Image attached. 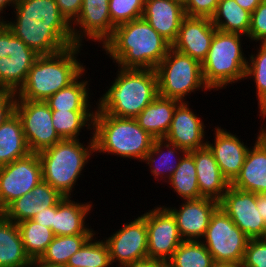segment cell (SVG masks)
Returning a JSON list of instances; mask_svg holds the SVG:
<instances>
[{
  "instance_id": "obj_24",
  "label": "cell",
  "mask_w": 266,
  "mask_h": 267,
  "mask_svg": "<svg viewBox=\"0 0 266 267\" xmlns=\"http://www.w3.org/2000/svg\"><path fill=\"white\" fill-rule=\"evenodd\" d=\"M142 17L172 45L185 13L180 3L172 0H145Z\"/></svg>"
},
{
  "instance_id": "obj_27",
  "label": "cell",
  "mask_w": 266,
  "mask_h": 267,
  "mask_svg": "<svg viewBox=\"0 0 266 267\" xmlns=\"http://www.w3.org/2000/svg\"><path fill=\"white\" fill-rule=\"evenodd\" d=\"M30 260L18 224L0 213V267H26Z\"/></svg>"
},
{
  "instance_id": "obj_18",
  "label": "cell",
  "mask_w": 266,
  "mask_h": 267,
  "mask_svg": "<svg viewBox=\"0 0 266 267\" xmlns=\"http://www.w3.org/2000/svg\"><path fill=\"white\" fill-rule=\"evenodd\" d=\"M188 101L180 102L174 111L170 128L165 140L186 152L206 146L205 125L203 120L192 111ZM205 139V140H204Z\"/></svg>"
},
{
  "instance_id": "obj_31",
  "label": "cell",
  "mask_w": 266,
  "mask_h": 267,
  "mask_svg": "<svg viewBox=\"0 0 266 267\" xmlns=\"http://www.w3.org/2000/svg\"><path fill=\"white\" fill-rule=\"evenodd\" d=\"M217 30L230 33L249 34L251 13L240 7L235 0H219L215 14L211 17Z\"/></svg>"
},
{
  "instance_id": "obj_9",
  "label": "cell",
  "mask_w": 266,
  "mask_h": 267,
  "mask_svg": "<svg viewBox=\"0 0 266 267\" xmlns=\"http://www.w3.org/2000/svg\"><path fill=\"white\" fill-rule=\"evenodd\" d=\"M203 239L215 263L238 264H242L250 240L220 207L211 215Z\"/></svg>"
},
{
  "instance_id": "obj_41",
  "label": "cell",
  "mask_w": 266,
  "mask_h": 267,
  "mask_svg": "<svg viewBox=\"0 0 266 267\" xmlns=\"http://www.w3.org/2000/svg\"><path fill=\"white\" fill-rule=\"evenodd\" d=\"M247 38L255 42L260 41L261 43H266V0H262L251 13V22Z\"/></svg>"
},
{
  "instance_id": "obj_54",
  "label": "cell",
  "mask_w": 266,
  "mask_h": 267,
  "mask_svg": "<svg viewBox=\"0 0 266 267\" xmlns=\"http://www.w3.org/2000/svg\"><path fill=\"white\" fill-rule=\"evenodd\" d=\"M258 108L259 115L262 116V118H266V100Z\"/></svg>"
},
{
  "instance_id": "obj_2",
  "label": "cell",
  "mask_w": 266,
  "mask_h": 267,
  "mask_svg": "<svg viewBox=\"0 0 266 267\" xmlns=\"http://www.w3.org/2000/svg\"><path fill=\"white\" fill-rule=\"evenodd\" d=\"M171 44L143 18L115 26L102 45L106 55L122 69H156Z\"/></svg>"
},
{
  "instance_id": "obj_12",
  "label": "cell",
  "mask_w": 266,
  "mask_h": 267,
  "mask_svg": "<svg viewBox=\"0 0 266 267\" xmlns=\"http://www.w3.org/2000/svg\"><path fill=\"white\" fill-rule=\"evenodd\" d=\"M122 226L119 231L104 238L108 245L111 264L118 262L116 267H124L148 258L146 213Z\"/></svg>"
},
{
  "instance_id": "obj_47",
  "label": "cell",
  "mask_w": 266,
  "mask_h": 267,
  "mask_svg": "<svg viewBox=\"0 0 266 267\" xmlns=\"http://www.w3.org/2000/svg\"><path fill=\"white\" fill-rule=\"evenodd\" d=\"M167 265L166 261L153 259V258H146L140 261H135L130 263L124 267H165Z\"/></svg>"
},
{
  "instance_id": "obj_32",
  "label": "cell",
  "mask_w": 266,
  "mask_h": 267,
  "mask_svg": "<svg viewBox=\"0 0 266 267\" xmlns=\"http://www.w3.org/2000/svg\"><path fill=\"white\" fill-rule=\"evenodd\" d=\"M166 182L183 200L203 198L198 187L194 157L189 152L183 156L179 166Z\"/></svg>"
},
{
  "instance_id": "obj_34",
  "label": "cell",
  "mask_w": 266,
  "mask_h": 267,
  "mask_svg": "<svg viewBox=\"0 0 266 267\" xmlns=\"http://www.w3.org/2000/svg\"><path fill=\"white\" fill-rule=\"evenodd\" d=\"M26 254L30 259H38L52 242L55 235L51 228L40 225L33 219L18 223Z\"/></svg>"
},
{
  "instance_id": "obj_45",
  "label": "cell",
  "mask_w": 266,
  "mask_h": 267,
  "mask_svg": "<svg viewBox=\"0 0 266 267\" xmlns=\"http://www.w3.org/2000/svg\"><path fill=\"white\" fill-rule=\"evenodd\" d=\"M11 49V30L7 25L0 23V58L9 56Z\"/></svg>"
},
{
  "instance_id": "obj_43",
  "label": "cell",
  "mask_w": 266,
  "mask_h": 267,
  "mask_svg": "<svg viewBox=\"0 0 266 267\" xmlns=\"http://www.w3.org/2000/svg\"><path fill=\"white\" fill-rule=\"evenodd\" d=\"M16 93L0 90V125L15 113Z\"/></svg>"
},
{
  "instance_id": "obj_42",
  "label": "cell",
  "mask_w": 266,
  "mask_h": 267,
  "mask_svg": "<svg viewBox=\"0 0 266 267\" xmlns=\"http://www.w3.org/2000/svg\"><path fill=\"white\" fill-rule=\"evenodd\" d=\"M219 0H187L184 7L185 16L211 18L217 9Z\"/></svg>"
},
{
  "instance_id": "obj_15",
  "label": "cell",
  "mask_w": 266,
  "mask_h": 267,
  "mask_svg": "<svg viewBox=\"0 0 266 267\" xmlns=\"http://www.w3.org/2000/svg\"><path fill=\"white\" fill-rule=\"evenodd\" d=\"M71 27L75 45L82 46L86 37L103 45L115 29L111 22L109 0H83L81 11Z\"/></svg>"
},
{
  "instance_id": "obj_14",
  "label": "cell",
  "mask_w": 266,
  "mask_h": 267,
  "mask_svg": "<svg viewBox=\"0 0 266 267\" xmlns=\"http://www.w3.org/2000/svg\"><path fill=\"white\" fill-rule=\"evenodd\" d=\"M148 258L168 261L183 242L176 220L165 206L146 211Z\"/></svg>"
},
{
  "instance_id": "obj_44",
  "label": "cell",
  "mask_w": 266,
  "mask_h": 267,
  "mask_svg": "<svg viewBox=\"0 0 266 267\" xmlns=\"http://www.w3.org/2000/svg\"><path fill=\"white\" fill-rule=\"evenodd\" d=\"M83 0H56L58 9L65 19L72 24L79 15Z\"/></svg>"
},
{
  "instance_id": "obj_6",
  "label": "cell",
  "mask_w": 266,
  "mask_h": 267,
  "mask_svg": "<svg viewBox=\"0 0 266 267\" xmlns=\"http://www.w3.org/2000/svg\"><path fill=\"white\" fill-rule=\"evenodd\" d=\"M80 139H62L38 153L43 181L64 197H70L81 171L95 152L93 136L84 145ZM86 146V147H85Z\"/></svg>"
},
{
  "instance_id": "obj_10",
  "label": "cell",
  "mask_w": 266,
  "mask_h": 267,
  "mask_svg": "<svg viewBox=\"0 0 266 267\" xmlns=\"http://www.w3.org/2000/svg\"><path fill=\"white\" fill-rule=\"evenodd\" d=\"M15 113L31 153H39L62 140L52 124V110L44 101L16 99Z\"/></svg>"
},
{
  "instance_id": "obj_3",
  "label": "cell",
  "mask_w": 266,
  "mask_h": 267,
  "mask_svg": "<svg viewBox=\"0 0 266 267\" xmlns=\"http://www.w3.org/2000/svg\"><path fill=\"white\" fill-rule=\"evenodd\" d=\"M83 48L73 45L60 52L39 55L28 72L27 79L16 93V99L46 101L59 90L73 83L85 70L77 59Z\"/></svg>"
},
{
  "instance_id": "obj_1",
  "label": "cell",
  "mask_w": 266,
  "mask_h": 267,
  "mask_svg": "<svg viewBox=\"0 0 266 267\" xmlns=\"http://www.w3.org/2000/svg\"><path fill=\"white\" fill-rule=\"evenodd\" d=\"M13 8L15 19L4 23L37 54H54L75 45L71 24L56 0H17Z\"/></svg>"
},
{
  "instance_id": "obj_39",
  "label": "cell",
  "mask_w": 266,
  "mask_h": 267,
  "mask_svg": "<svg viewBox=\"0 0 266 267\" xmlns=\"http://www.w3.org/2000/svg\"><path fill=\"white\" fill-rule=\"evenodd\" d=\"M145 0H109L111 22L117 26L141 18Z\"/></svg>"
},
{
  "instance_id": "obj_13",
  "label": "cell",
  "mask_w": 266,
  "mask_h": 267,
  "mask_svg": "<svg viewBox=\"0 0 266 267\" xmlns=\"http://www.w3.org/2000/svg\"><path fill=\"white\" fill-rule=\"evenodd\" d=\"M219 207L250 239L266 238V221L258 211L257 194L230 185Z\"/></svg>"
},
{
  "instance_id": "obj_40",
  "label": "cell",
  "mask_w": 266,
  "mask_h": 267,
  "mask_svg": "<svg viewBox=\"0 0 266 267\" xmlns=\"http://www.w3.org/2000/svg\"><path fill=\"white\" fill-rule=\"evenodd\" d=\"M242 267H266V238L248 241Z\"/></svg>"
},
{
  "instance_id": "obj_51",
  "label": "cell",
  "mask_w": 266,
  "mask_h": 267,
  "mask_svg": "<svg viewBox=\"0 0 266 267\" xmlns=\"http://www.w3.org/2000/svg\"><path fill=\"white\" fill-rule=\"evenodd\" d=\"M17 0H0V23L4 22L6 19L4 16H2L1 14H3V12H5V8L7 6H11L12 8L14 7L15 3ZM4 17V19H3Z\"/></svg>"
},
{
  "instance_id": "obj_23",
  "label": "cell",
  "mask_w": 266,
  "mask_h": 267,
  "mask_svg": "<svg viewBox=\"0 0 266 267\" xmlns=\"http://www.w3.org/2000/svg\"><path fill=\"white\" fill-rule=\"evenodd\" d=\"M70 198L64 197L56 206H53L52 231L54 235L96 234L91 226L89 228L85 223L93 204L75 202Z\"/></svg>"
},
{
  "instance_id": "obj_7",
  "label": "cell",
  "mask_w": 266,
  "mask_h": 267,
  "mask_svg": "<svg viewBox=\"0 0 266 267\" xmlns=\"http://www.w3.org/2000/svg\"><path fill=\"white\" fill-rule=\"evenodd\" d=\"M243 36L216 30L207 56L201 63L203 80L210 90L218 91L245 80L248 58L243 53Z\"/></svg>"
},
{
  "instance_id": "obj_29",
  "label": "cell",
  "mask_w": 266,
  "mask_h": 267,
  "mask_svg": "<svg viewBox=\"0 0 266 267\" xmlns=\"http://www.w3.org/2000/svg\"><path fill=\"white\" fill-rule=\"evenodd\" d=\"M30 153L21 120L14 113L0 125V166L26 157Z\"/></svg>"
},
{
  "instance_id": "obj_20",
  "label": "cell",
  "mask_w": 266,
  "mask_h": 267,
  "mask_svg": "<svg viewBox=\"0 0 266 267\" xmlns=\"http://www.w3.org/2000/svg\"><path fill=\"white\" fill-rule=\"evenodd\" d=\"M214 132V144L207 139L206 145L212 151L223 176L231 184L241 171L249 147L239 140L236 134L224 130L221 126L215 127Z\"/></svg>"
},
{
  "instance_id": "obj_49",
  "label": "cell",
  "mask_w": 266,
  "mask_h": 267,
  "mask_svg": "<svg viewBox=\"0 0 266 267\" xmlns=\"http://www.w3.org/2000/svg\"><path fill=\"white\" fill-rule=\"evenodd\" d=\"M257 208L262 218L266 221V194H257Z\"/></svg>"
},
{
  "instance_id": "obj_30",
  "label": "cell",
  "mask_w": 266,
  "mask_h": 267,
  "mask_svg": "<svg viewBox=\"0 0 266 267\" xmlns=\"http://www.w3.org/2000/svg\"><path fill=\"white\" fill-rule=\"evenodd\" d=\"M84 73L86 72L84 71L73 83L59 90L45 101L51 110L95 111V108L91 110L90 100L88 99L91 97L88 88L90 85L88 82L90 81H87V78L82 79Z\"/></svg>"
},
{
  "instance_id": "obj_50",
  "label": "cell",
  "mask_w": 266,
  "mask_h": 267,
  "mask_svg": "<svg viewBox=\"0 0 266 267\" xmlns=\"http://www.w3.org/2000/svg\"><path fill=\"white\" fill-rule=\"evenodd\" d=\"M26 267H65V266L49 264L44 261H41L38 258V259H31Z\"/></svg>"
},
{
  "instance_id": "obj_35",
  "label": "cell",
  "mask_w": 266,
  "mask_h": 267,
  "mask_svg": "<svg viewBox=\"0 0 266 267\" xmlns=\"http://www.w3.org/2000/svg\"><path fill=\"white\" fill-rule=\"evenodd\" d=\"M93 235L96 234L55 236L39 259L49 264L66 266L69 258Z\"/></svg>"
},
{
  "instance_id": "obj_16",
  "label": "cell",
  "mask_w": 266,
  "mask_h": 267,
  "mask_svg": "<svg viewBox=\"0 0 266 267\" xmlns=\"http://www.w3.org/2000/svg\"><path fill=\"white\" fill-rule=\"evenodd\" d=\"M177 209L165 206L174 216L183 241H201L219 202L210 198L185 200Z\"/></svg>"
},
{
  "instance_id": "obj_38",
  "label": "cell",
  "mask_w": 266,
  "mask_h": 267,
  "mask_svg": "<svg viewBox=\"0 0 266 267\" xmlns=\"http://www.w3.org/2000/svg\"><path fill=\"white\" fill-rule=\"evenodd\" d=\"M257 53L247 61L245 79H253L256 86L258 107L266 100V43H259Z\"/></svg>"
},
{
  "instance_id": "obj_21",
  "label": "cell",
  "mask_w": 266,
  "mask_h": 267,
  "mask_svg": "<svg viewBox=\"0 0 266 267\" xmlns=\"http://www.w3.org/2000/svg\"><path fill=\"white\" fill-rule=\"evenodd\" d=\"M64 198L57 190L45 181H41L30 192L11 202L1 213L18 224L32 219L43 209L56 206Z\"/></svg>"
},
{
  "instance_id": "obj_22",
  "label": "cell",
  "mask_w": 266,
  "mask_h": 267,
  "mask_svg": "<svg viewBox=\"0 0 266 267\" xmlns=\"http://www.w3.org/2000/svg\"><path fill=\"white\" fill-rule=\"evenodd\" d=\"M189 153L194 157L200 195L219 202L231 184L223 176L212 151L206 145Z\"/></svg>"
},
{
  "instance_id": "obj_28",
  "label": "cell",
  "mask_w": 266,
  "mask_h": 267,
  "mask_svg": "<svg viewBox=\"0 0 266 267\" xmlns=\"http://www.w3.org/2000/svg\"><path fill=\"white\" fill-rule=\"evenodd\" d=\"M164 148L167 152L163 150ZM186 153V151L175 144L167 142L165 139H155L151 150L145 155L143 162L148 164L147 166L151 169V174L155 180L162 181L164 178L163 182H166V180L168 181L171 178Z\"/></svg>"
},
{
  "instance_id": "obj_11",
  "label": "cell",
  "mask_w": 266,
  "mask_h": 267,
  "mask_svg": "<svg viewBox=\"0 0 266 267\" xmlns=\"http://www.w3.org/2000/svg\"><path fill=\"white\" fill-rule=\"evenodd\" d=\"M41 181L42 168L38 153H30L26 157L0 166V213Z\"/></svg>"
},
{
  "instance_id": "obj_5",
  "label": "cell",
  "mask_w": 266,
  "mask_h": 267,
  "mask_svg": "<svg viewBox=\"0 0 266 267\" xmlns=\"http://www.w3.org/2000/svg\"><path fill=\"white\" fill-rule=\"evenodd\" d=\"M95 153L143 161L155 140L135 118L115 117L95 112L92 133Z\"/></svg>"
},
{
  "instance_id": "obj_26",
  "label": "cell",
  "mask_w": 266,
  "mask_h": 267,
  "mask_svg": "<svg viewBox=\"0 0 266 267\" xmlns=\"http://www.w3.org/2000/svg\"><path fill=\"white\" fill-rule=\"evenodd\" d=\"M180 102L158 95L135 117L138 124L155 139H164Z\"/></svg>"
},
{
  "instance_id": "obj_4",
  "label": "cell",
  "mask_w": 266,
  "mask_h": 267,
  "mask_svg": "<svg viewBox=\"0 0 266 267\" xmlns=\"http://www.w3.org/2000/svg\"><path fill=\"white\" fill-rule=\"evenodd\" d=\"M96 103L95 112L120 118H135L158 96L155 69H122Z\"/></svg>"
},
{
  "instance_id": "obj_48",
  "label": "cell",
  "mask_w": 266,
  "mask_h": 267,
  "mask_svg": "<svg viewBox=\"0 0 266 267\" xmlns=\"http://www.w3.org/2000/svg\"><path fill=\"white\" fill-rule=\"evenodd\" d=\"M237 4L243 9L252 13L262 0H235Z\"/></svg>"
},
{
  "instance_id": "obj_8",
  "label": "cell",
  "mask_w": 266,
  "mask_h": 267,
  "mask_svg": "<svg viewBox=\"0 0 266 267\" xmlns=\"http://www.w3.org/2000/svg\"><path fill=\"white\" fill-rule=\"evenodd\" d=\"M158 95L185 102L191 92L211 91L204 83L201 63L172 47L156 67Z\"/></svg>"
},
{
  "instance_id": "obj_46",
  "label": "cell",
  "mask_w": 266,
  "mask_h": 267,
  "mask_svg": "<svg viewBox=\"0 0 266 267\" xmlns=\"http://www.w3.org/2000/svg\"><path fill=\"white\" fill-rule=\"evenodd\" d=\"M34 221L40 225L51 228L53 224V206L43 209V211L38 212L33 218Z\"/></svg>"
},
{
  "instance_id": "obj_55",
  "label": "cell",
  "mask_w": 266,
  "mask_h": 267,
  "mask_svg": "<svg viewBox=\"0 0 266 267\" xmlns=\"http://www.w3.org/2000/svg\"><path fill=\"white\" fill-rule=\"evenodd\" d=\"M172 1L178 2V3H180L182 6H184V5L186 4V1H187V0H172Z\"/></svg>"
},
{
  "instance_id": "obj_33",
  "label": "cell",
  "mask_w": 266,
  "mask_h": 267,
  "mask_svg": "<svg viewBox=\"0 0 266 267\" xmlns=\"http://www.w3.org/2000/svg\"><path fill=\"white\" fill-rule=\"evenodd\" d=\"M95 111L52 110V124L62 139H79L81 130H93Z\"/></svg>"
},
{
  "instance_id": "obj_19",
  "label": "cell",
  "mask_w": 266,
  "mask_h": 267,
  "mask_svg": "<svg viewBox=\"0 0 266 267\" xmlns=\"http://www.w3.org/2000/svg\"><path fill=\"white\" fill-rule=\"evenodd\" d=\"M39 54L30 49L11 31L9 56L0 58V90L17 93L27 79V75Z\"/></svg>"
},
{
  "instance_id": "obj_53",
  "label": "cell",
  "mask_w": 266,
  "mask_h": 267,
  "mask_svg": "<svg viewBox=\"0 0 266 267\" xmlns=\"http://www.w3.org/2000/svg\"><path fill=\"white\" fill-rule=\"evenodd\" d=\"M211 267H242L238 263H214Z\"/></svg>"
},
{
  "instance_id": "obj_17",
  "label": "cell",
  "mask_w": 266,
  "mask_h": 267,
  "mask_svg": "<svg viewBox=\"0 0 266 267\" xmlns=\"http://www.w3.org/2000/svg\"><path fill=\"white\" fill-rule=\"evenodd\" d=\"M216 30L211 18L185 16L171 47L202 63L210 49Z\"/></svg>"
},
{
  "instance_id": "obj_36",
  "label": "cell",
  "mask_w": 266,
  "mask_h": 267,
  "mask_svg": "<svg viewBox=\"0 0 266 267\" xmlns=\"http://www.w3.org/2000/svg\"><path fill=\"white\" fill-rule=\"evenodd\" d=\"M93 235L68 260L65 267H112L108 245Z\"/></svg>"
},
{
  "instance_id": "obj_52",
  "label": "cell",
  "mask_w": 266,
  "mask_h": 267,
  "mask_svg": "<svg viewBox=\"0 0 266 267\" xmlns=\"http://www.w3.org/2000/svg\"><path fill=\"white\" fill-rule=\"evenodd\" d=\"M261 129H259V133L257 136V142L266 150V129L260 127Z\"/></svg>"
},
{
  "instance_id": "obj_25",
  "label": "cell",
  "mask_w": 266,
  "mask_h": 267,
  "mask_svg": "<svg viewBox=\"0 0 266 267\" xmlns=\"http://www.w3.org/2000/svg\"><path fill=\"white\" fill-rule=\"evenodd\" d=\"M231 186L258 195L266 194V150L257 141L249 148L241 171Z\"/></svg>"
},
{
  "instance_id": "obj_37",
  "label": "cell",
  "mask_w": 266,
  "mask_h": 267,
  "mask_svg": "<svg viewBox=\"0 0 266 267\" xmlns=\"http://www.w3.org/2000/svg\"><path fill=\"white\" fill-rule=\"evenodd\" d=\"M214 263L201 241H183L167 261L170 267H211Z\"/></svg>"
}]
</instances>
